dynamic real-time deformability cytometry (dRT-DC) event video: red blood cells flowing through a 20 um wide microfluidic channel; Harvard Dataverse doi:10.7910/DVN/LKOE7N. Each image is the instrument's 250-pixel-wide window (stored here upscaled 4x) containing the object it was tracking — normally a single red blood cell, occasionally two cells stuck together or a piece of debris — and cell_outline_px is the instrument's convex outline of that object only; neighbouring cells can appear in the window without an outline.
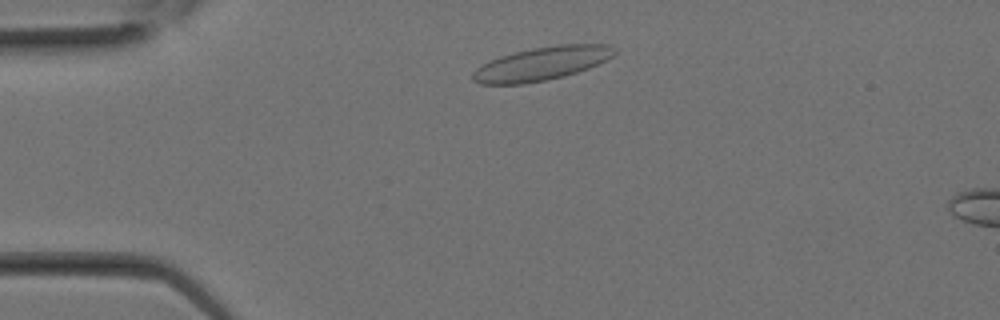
{"species": "Egyptian fruit bat (a non-hibernating species)", "species_latin": "Rousettus aegyptiacus", "temperature_condition": "room temperature", "stored_images_in_passage": 6, "camera_frame_rate_fps": 3000, "um_per_image_px": 0.085, "animal": {"sex": "female"}, "frame": {"image": 1, "passage_image": 3, "time_ms": 0.667, "image_size_px": [1000, 320], "cell_outline_px": [[616, 52], [612, 56], [588, 68], [564, 76], [548, 80], [524, 84], [480, 84], [472, 80], [472, 72], [476, 68], [500, 56], [532, 48], [556, 44], [608, 44], [616, 48]], "centroid_in_image_um": [46.04, 5.41], "position_along_channel_um": 39.0, "area_um2": 27.51}}